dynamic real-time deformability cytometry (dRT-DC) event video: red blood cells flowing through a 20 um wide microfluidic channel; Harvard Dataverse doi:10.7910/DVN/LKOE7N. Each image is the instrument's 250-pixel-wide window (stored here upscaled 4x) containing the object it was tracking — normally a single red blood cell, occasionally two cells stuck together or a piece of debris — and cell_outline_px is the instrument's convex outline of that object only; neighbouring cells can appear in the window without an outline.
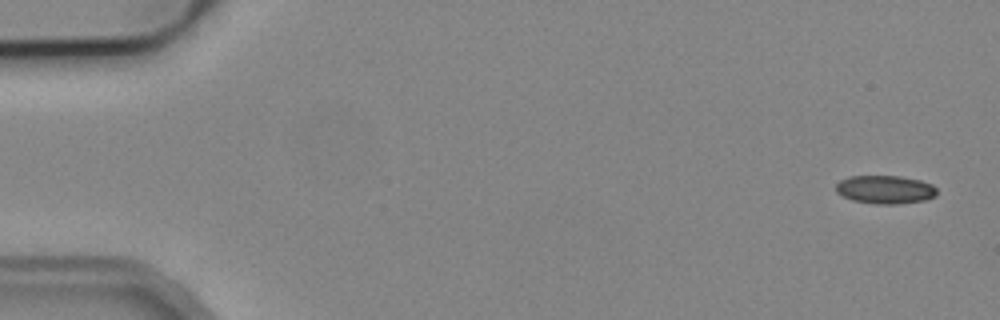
{"species": "common noctule bat (a hibernating species)", "species_latin": "Nyctalus noctula", "temperature_condition": "cold", "stored_images_in_passage": 5, "camera_frame_rate_fps": 3000, "um_per_image_px": 0.085, "animal": {"sex": "male", "body_mass_g": 19.2, "forearm_length_mm": 51.8}, "frame": {"image": 1, "passage_image": 1, "time_ms": 0.0, "image_size_px": [1000, 320], "cell_outline_px": [[936, 196], [924, 200], [896, 204], [876, 204], [852, 200], [836, 192], [836, 184], [840, 180], [848, 176], [900, 176], [920, 180], [932, 184], [936, 188]], "centroid_in_image_um": [75.23, 16.1], "position_along_channel_um": 9.8, "area_um2": 16.65}}
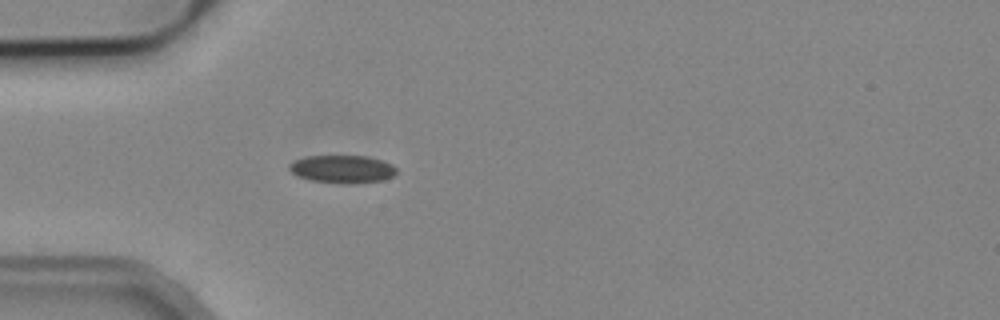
{"frame": {"image": 2, "passage_image": 5, "time_ms": 4.667, "image_size_px": [1000, 320], "cell_outline_px": [[396, 172], [392, 176], [384, 180], [348, 184], [312, 180], [296, 176], [288, 168], [288, 164], [292, 160], [308, 156], [368, 156], [392, 164], [396, 168]], "centroid_in_image_um": [29.07, 14.37], "position_along_channel_um": 55.9, "area_um2": 17.4}}